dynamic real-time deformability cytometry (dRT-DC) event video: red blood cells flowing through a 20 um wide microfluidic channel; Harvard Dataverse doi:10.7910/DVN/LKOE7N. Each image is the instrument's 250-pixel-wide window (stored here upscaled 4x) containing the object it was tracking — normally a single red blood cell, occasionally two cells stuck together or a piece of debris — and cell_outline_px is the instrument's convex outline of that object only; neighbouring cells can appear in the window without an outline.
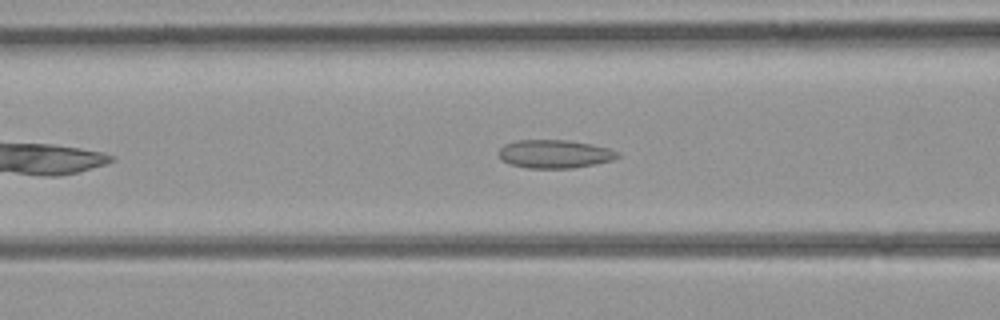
{"species": "common noctule bat (a hibernating species)", "species_latin": "Nyctalus noctula", "temperature_condition": "room temperature", "stored_images_in_passage": 33, "camera_frame_rate_fps": 3000, "um_per_image_px": 0.085, "animal": {"sex": "female", "body_mass_g": 21.9}, "frame": {"image": 1, "passage_image": 9, "time_ms": 2.667, "image_size_px": [1000, 320], "cell_outline_px": [[620, 156], [612, 160], [596, 164], [572, 168], [528, 168], [512, 164], [500, 160], [500, 148], [504, 144], [516, 140], [568, 140], [592, 144], [608, 148], [616, 152]], "centroid_in_image_um": [47.14, 13.08], "position_along_channel_um": 119.5, "area_um2": 19.54}}
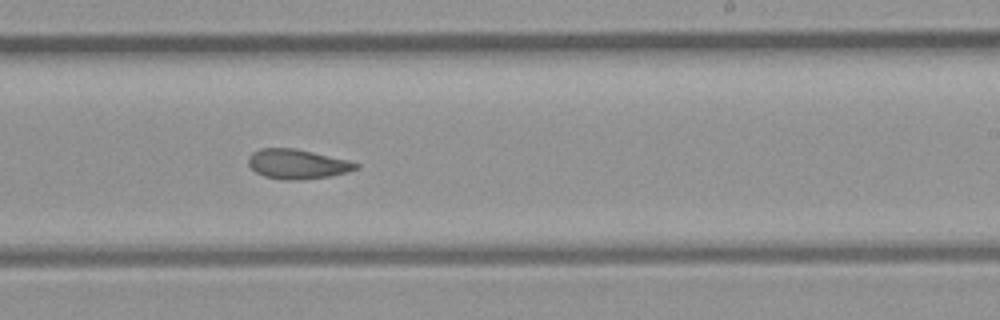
{"frame": {"image": 2, "passage_image": 18, "time_ms": 5.667, "image_size_px": [1000, 320], "cell_outline_px": [[360, 168], [348, 172], [332, 176], [296, 180], [284, 180], [264, 176], [256, 172], [248, 164], [248, 156], [252, 152], [260, 148], [296, 148], [348, 160], [360, 164]], "centroid_in_image_um": [25.29, 13.94], "position_along_channel_um": 263.7, "area_um2": 18.73}}
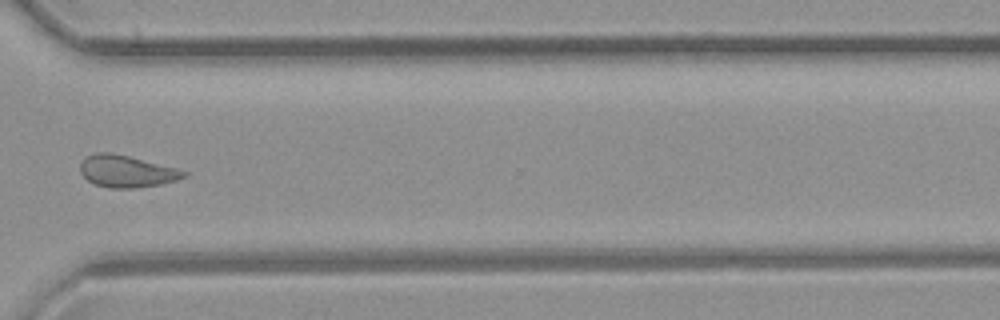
{"frame": {"image": 3, "passage_image": 24, "time_ms": 7.667, "image_size_px": [1000, 320], "cell_outline_px": [[188, 176], [176, 180], [160, 184], [132, 188], [108, 188], [92, 184], [80, 172], [80, 164], [84, 156], [96, 152], [108, 152], [128, 156], [176, 168], [188, 172]], "centroid_in_image_um": [10.72, 14.56], "position_along_channel_um": 359.9, "area_um2": 19.31}}